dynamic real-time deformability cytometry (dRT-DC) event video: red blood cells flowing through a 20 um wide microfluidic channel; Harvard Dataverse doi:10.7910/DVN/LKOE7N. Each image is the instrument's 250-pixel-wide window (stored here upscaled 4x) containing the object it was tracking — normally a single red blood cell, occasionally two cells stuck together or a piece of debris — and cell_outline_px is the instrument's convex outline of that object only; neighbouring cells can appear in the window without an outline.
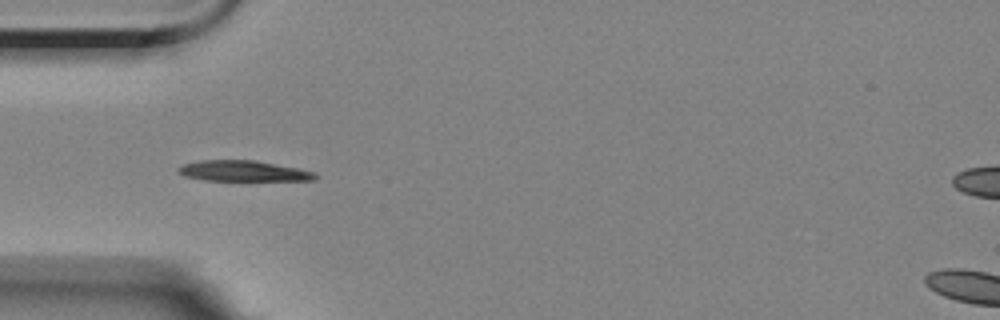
{"species": "Egyptian fruit bat (a non-hibernating species)", "species_latin": "Rousettus aegyptiacus", "temperature_condition": "room temperature", "stored_images_in_passage": 2, "camera_frame_rate_fps": 3000, "um_per_image_px": 0.085, "animal": {"sex": "female"}, "frame": {"image": 1, "passage_image": 1, "time_ms": 0.0, "image_size_px": [1000, 320], "cell_outline_px": [[320, 176], [316, 180], [204, 180], [184, 176], [176, 168], [184, 164], [200, 160], [256, 160], [300, 168], [316, 172]], "centroid_in_image_um": [20.75, 14.53], "position_along_channel_um": 64.2, "area_um2": 16.59}}